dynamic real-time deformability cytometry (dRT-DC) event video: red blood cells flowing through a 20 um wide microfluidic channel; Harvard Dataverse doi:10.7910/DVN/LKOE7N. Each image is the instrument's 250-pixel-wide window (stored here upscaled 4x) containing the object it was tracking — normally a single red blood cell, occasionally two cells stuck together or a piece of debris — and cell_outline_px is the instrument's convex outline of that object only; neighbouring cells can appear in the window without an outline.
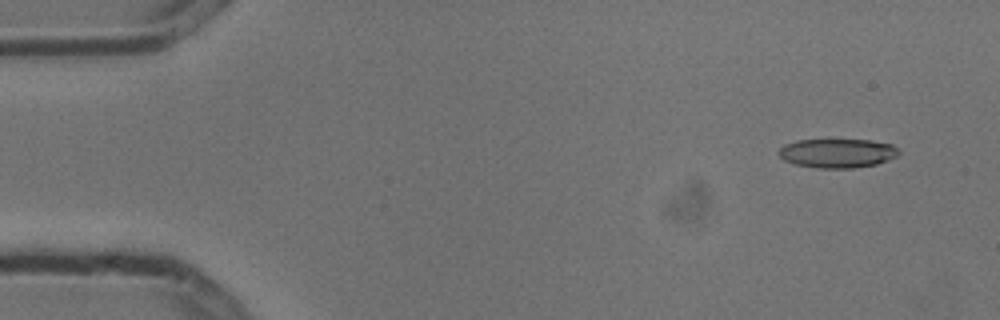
{"species": "common noctule bat (a hibernating species)", "species_latin": "Nyctalus noctula", "temperature_condition": "cold", "stored_images_in_passage": 5, "camera_frame_rate_fps": 3000, "um_per_image_px": 0.085, "animal": {"sex": "male", "body_mass_g": 13.3}, "frame": {"image": 1, "passage_image": 2, "time_ms": 0.333, "image_size_px": [1000, 320], "cell_outline_px": [[900, 152], [896, 156], [888, 160], [876, 164], [852, 168], [816, 168], [796, 164], [784, 160], [776, 152], [784, 144], [796, 140], [872, 140], [892, 144]], "centroid_in_image_um": [71.15, 13.01], "position_along_channel_um": 13.8, "area_um2": 20.35}}
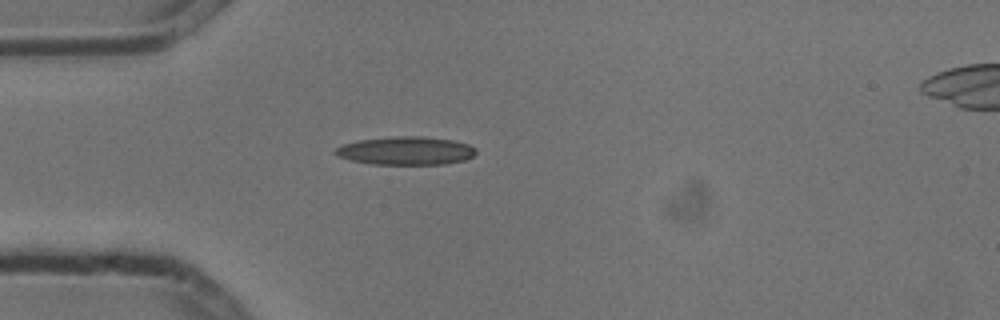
{"frame": {"image": 2, "passage_image": 5, "time_ms": 1.333, "image_size_px": [1000, 320], "cell_outline_px": [[476, 152], [472, 156], [464, 160], [444, 164], [372, 164], [352, 160], [336, 156], [332, 152], [336, 148], [344, 144], [360, 140], [392, 136], [420, 136], [452, 140], [468, 144], [476, 148]], "centroid_in_image_um": [34.48, 12.81], "position_along_channel_um": 50.5, "area_um2": 23.06}}